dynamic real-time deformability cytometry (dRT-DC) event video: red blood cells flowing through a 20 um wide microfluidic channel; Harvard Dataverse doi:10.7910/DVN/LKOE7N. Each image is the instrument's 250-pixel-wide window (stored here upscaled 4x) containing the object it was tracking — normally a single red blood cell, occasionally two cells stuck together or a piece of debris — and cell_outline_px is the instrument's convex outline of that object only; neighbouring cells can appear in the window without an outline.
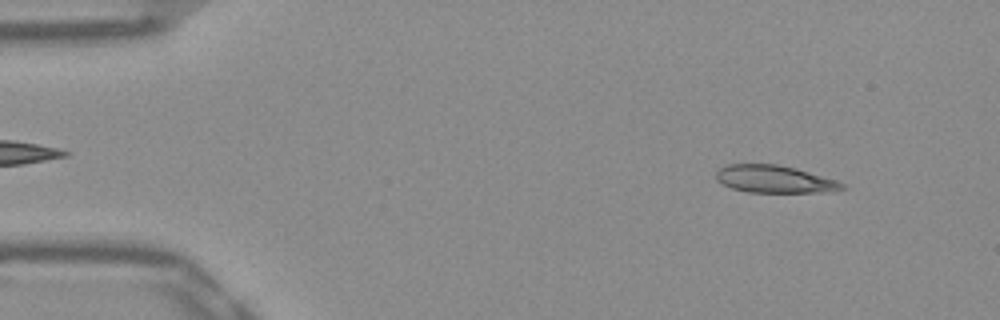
{"species": "Egyptian fruit bat (a non-hibernating species)", "species_latin": "Rousettus aegyptiacus", "temperature_condition": "warm", "stored_images_in_passage": 51, "camera_frame_rate_fps": 3000, "um_per_image_px": 0.085, "frame": {"image": 1, "passage_image": 5, "time_ms": 1.333, "image_size_px": [1000, 320], "cell_outline_px": [[848, 188], [832, 192], [748, 192], [732, 188], [716, 180], [716, 172], [720, 168], [728, 164], [776, 164], [796, 168], [836, 180], [844, 184]], "centroid_in_image_um": [65.86, 15.23], "position_along_channel_um": 19.1, "area_um2": 20.17}}
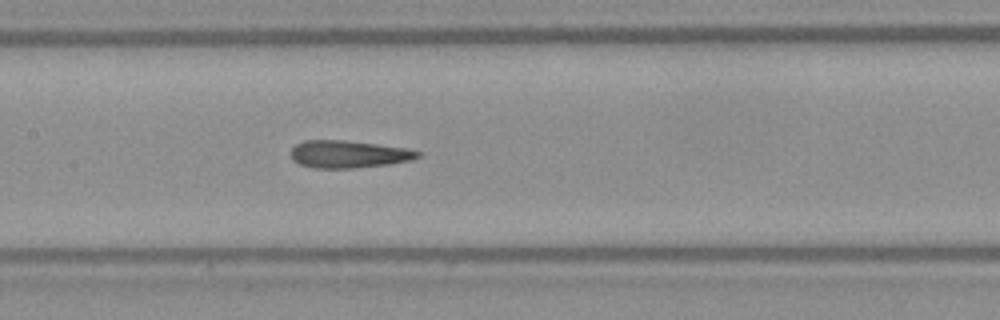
{"frame": {"image": 2, "passage_image": 24, "time_ms": 7.667, "image_size_px": [1000, 320], "cell_outline_px": [[420, 156], [412, 160], [388, 164], [356, 168], [312, 168], [300, 164], [292, 160], [292, 148], [296, 144], [304, 140], [344, 140], [408, 148], [420, 152]], "centroid_in_image_um": [29.62, 13.11], "position_along_channel_um": 177.8, "area_um2": 20.29}}
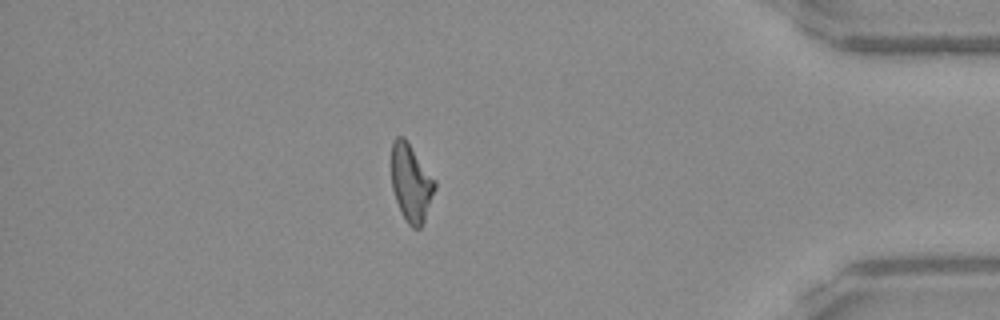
{"frame": {"image": 3, "passage_image": 44, "time_ms": 14.333, "image_size_px": [1000, 320], "cell_outline_px": [[436, 188], [424, 220], [420, 228], [412, 228], [408, 224], [400, 212], [392, 188], [392, 140], [396, 136], [404, 136], [436, 180]], "centroid_in_image_um": [34.94, 15.53], "position_along_channel_um": 400.3, "area_um2": 19.65}, "authors_computed_cell_mechanics": {"area_um2": 20.1722, "velocity_mm_per_s": 3.9288, "shape_relaxation_time_tau1_ms": null, "shape_relaxation_time_tau2_ms": 2.3613, "deformation_change_tau1": null, "deformation_change_tau2": 0.1142}}